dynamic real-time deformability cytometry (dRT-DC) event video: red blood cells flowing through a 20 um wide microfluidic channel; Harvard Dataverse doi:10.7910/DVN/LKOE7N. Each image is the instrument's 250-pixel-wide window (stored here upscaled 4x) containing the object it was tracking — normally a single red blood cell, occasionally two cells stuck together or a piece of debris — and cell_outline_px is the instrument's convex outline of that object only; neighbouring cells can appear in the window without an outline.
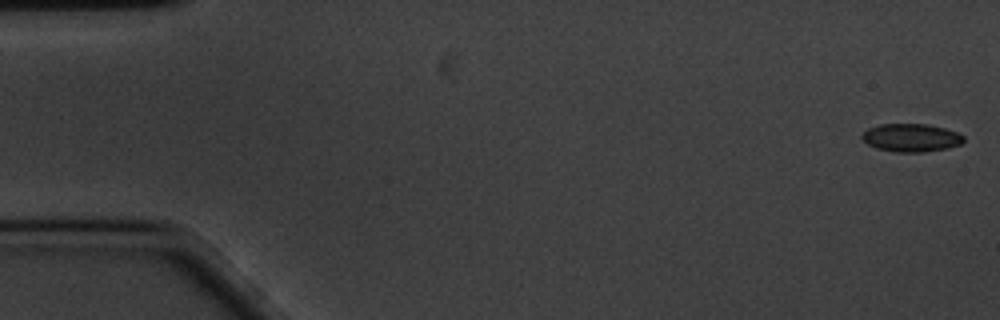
{"species": "common noctule bat (a hibernating species)", "species_latin": "Nyctalus noctula", "temperature_condition": "cold", "stored_images_in_passage": 18, "camera_frame_rate_fps": 3000, "um_per_image_px": 0.085, "animal": {"sex": "male", "body_mass_g": 20.1, "forearm_length_mm": 53.5}, "frame": {"image": 1, "passage_image": 1, "time_ms": 0.0, "image_size_px": [1000, 320], "cell_outline_px": [[964, 140], [960, 144], [948, 148], [920, 152], [896, 152], [876, 148], [868, 144], [860, 136], [868, 128], [880, 124], [928, 124], [944, 128], [956, 132], [964, 136]], "centroid_in_image_um": [77.44, 11.7], "position_along_channel_um": 7.6, "area_um2": 16.53}}
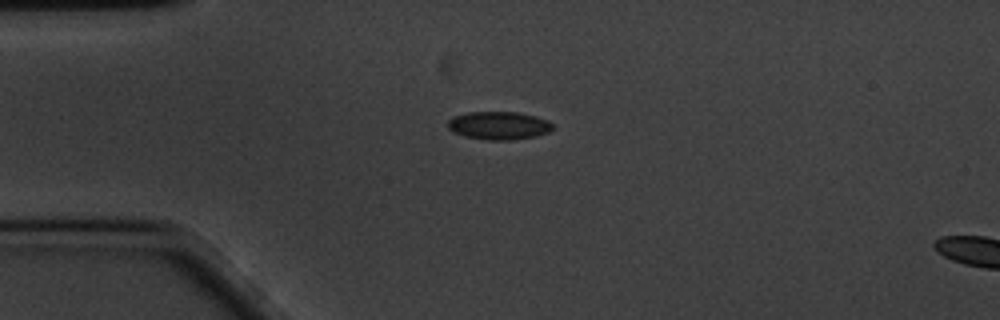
{"frame": {"image": 2, "passage_image": 14, "time_ms": 4.333, "image_size_px": [1000, 320], "cell_outline_px": [[556, 128], [548, 132], [536, 136], [512, 140], [488, 140], [464, 136], [452, 132], [448, 128], [448, 120], [452, 116], [468, 112], [516, 112], [536, 116], [548, 120]], "centroid_in_image_um": [42.4, 10.67], "position_along_channel_um": 42.6, "area_um2": 17.34}}